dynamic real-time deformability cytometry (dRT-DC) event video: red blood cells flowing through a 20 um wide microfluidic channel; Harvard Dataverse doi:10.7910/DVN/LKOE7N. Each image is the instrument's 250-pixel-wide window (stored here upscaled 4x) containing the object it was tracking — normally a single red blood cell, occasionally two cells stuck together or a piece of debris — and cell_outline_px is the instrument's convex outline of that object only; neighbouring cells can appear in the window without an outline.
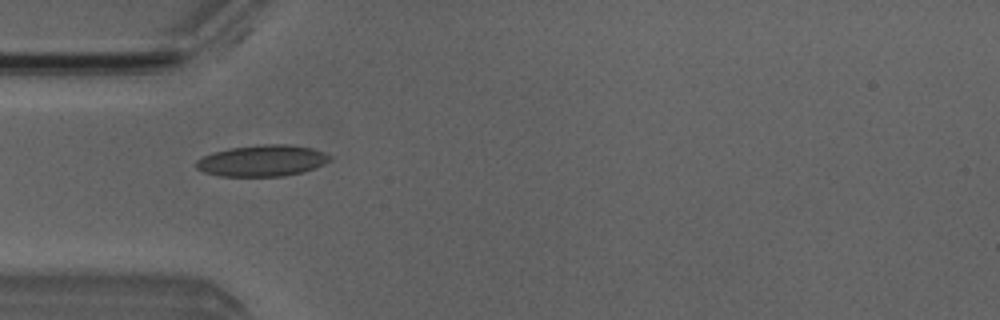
{"species": "Egyptian fruit bat (a non-hibernating species)", "species_latin": "Rousettus aegyptiacus", "temperature_condition": "room temperature", "stored_images_in_passage": 3, "camera_frame_rate_fps": 3000, "um_per_image_px": 0.085, "animal": {"sex": "male"}, "frame": {"image": 1, "passage_image": 2, "time_ms": 1.333, "image_size_px": [1000, 320], "cell_outline_px": [[332, 160], [324, 164], [300, 172], [284, 176], [220, 176], [204, 172], [196, 168], [196, 160], [212, 152], [228, 148], [264, 144], [292, 144], [312, 148], [324, 152], [332, 156]], "centroid_in_image_um": [22.29, 13.64], "position_along_channel_um": 62.7, "area_um2": 24.45}}